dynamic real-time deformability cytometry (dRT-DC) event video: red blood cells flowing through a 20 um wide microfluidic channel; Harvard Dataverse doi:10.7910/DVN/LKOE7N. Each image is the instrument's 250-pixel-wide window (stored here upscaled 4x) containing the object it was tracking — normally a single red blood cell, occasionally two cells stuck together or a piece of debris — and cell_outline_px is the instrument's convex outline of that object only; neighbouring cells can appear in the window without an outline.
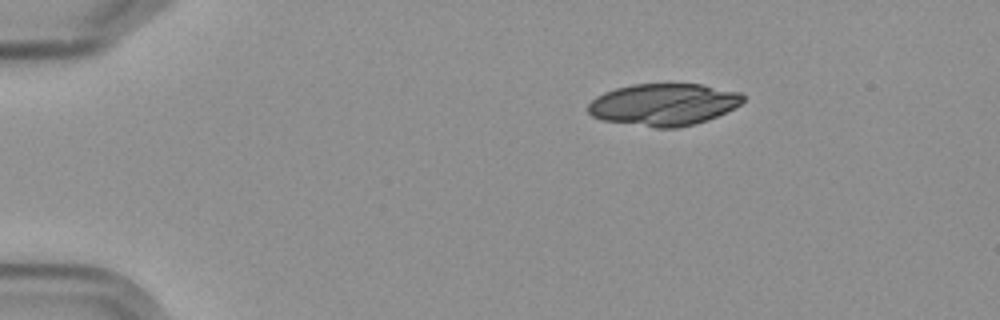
{"species": "Egyptian fruit bat (a non-hibernating species)", "species_latin": "Rousettus aegyptiacus", "temperature_condition": "cold", "stored_images_in_passage": 2, "camera_frame_rate_fps": 3000, "um_per_image_px": 0.085, "frame": {"image": 1, "passage_image": 1, "time_ms": 0.0, "image_size_px": [1000, 320], "cell_outline_px": [[744, 100], [740, 104], [708, 120], [696, 124], [676, 128], [656, 128], [600, 120], [592, 116], [588, 112], [588, 104], [596, 96], [604, 92], [616, 88], [632, 84], [704, 84], [740, 92], [744, 96]], "centroid_in_image_um": [56.39, 8.88], "position_along_channel_um": 28.6, "area_um2": 38.15}}